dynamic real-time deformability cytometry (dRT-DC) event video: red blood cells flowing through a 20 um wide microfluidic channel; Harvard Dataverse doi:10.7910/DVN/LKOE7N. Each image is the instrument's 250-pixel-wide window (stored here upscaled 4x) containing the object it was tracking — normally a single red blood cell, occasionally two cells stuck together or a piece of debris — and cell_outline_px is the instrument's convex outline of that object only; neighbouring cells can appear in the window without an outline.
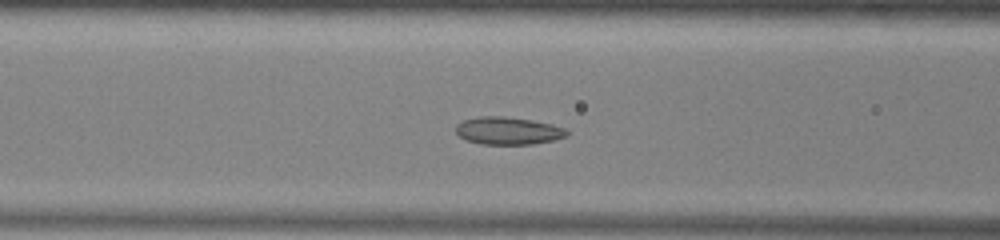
{"species": "common noctule bat (a hibernating species)", "species_latin": "Nyctalus noctula", "temperature_condition": "warm", "stored_images_in_passage": 44, "camera_frame_rate_fps": 3000, "um_per_image_px": 0.085, "animal": {"sex": "male", "body_mass_g": 13.0, "forearm_length_mm": 53.1}, "frame": {"image": 1, "passage_image": 13, "time_ms": 4.0, "image_size_px": [1000, 240], "cell_outline_px": [[568, 136], [552, 140], [532, 144], [480, 144], [464, 140], [456, 132], [456, 124], [464, 120], [480, 116], [504, 116], [532, 120], [552, 124], [564, 128], [568, 132]], "centroid_in_image_um": [43.16, 11.11], "position_along_channel_um": 123.4, "area_um2": 17.86}}
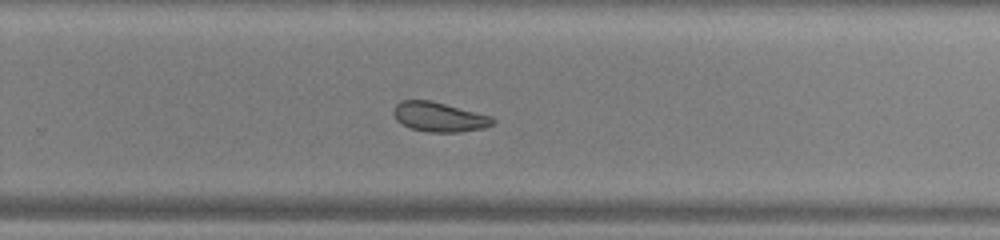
{"frame": {"image": 2, "passage_image": 26, "time_ms": 8.333, "image_size_px": [1000, 240], "cell_outline_px": [[496, 124], [484, 128], [460, 132], [428, 132], [408, 128], [400, 124], [396, 120], [392, 112], [396, 104], [400, 100], [428, 100], [492, 116], [496, 120]], "centroid_in_image_um": [37.31, 9.96], "position_along_channel_um": 292.5, "area_um2": 17.28}}
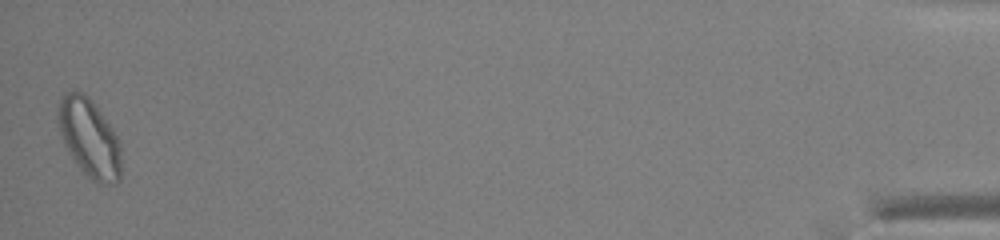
{"frame": {"image": 3, "passage_image": 44, "time_ms": 14.333, "image_size_px": [1000, 240], "cell_outline_px": [[120, 180], [116, 184], [100, 184], [84, 176], [80, 172], [68, 152], [64, 144], [56, 120], [56, 112], [60, 96], [64, 92], [72, 88], [76, 88], [84, 92], [88, 96], [112, 128], [120, 144]], "centroid_in_image_um": [7.53, 11.71], "position_along_channel_um": 427.7, "area_um2": 29.65}, "authors_computed_cell_mechanics": {"area_um2": 19.2763, "velocity_mm_per_s": 3.9134, "shape_relaxation_time_tau1_ms": null, "shape_relaxation_time_tau2_ms": 6.5392, "deformation_change_tau1": null, "deformation_change_tau2": 0.1216}}